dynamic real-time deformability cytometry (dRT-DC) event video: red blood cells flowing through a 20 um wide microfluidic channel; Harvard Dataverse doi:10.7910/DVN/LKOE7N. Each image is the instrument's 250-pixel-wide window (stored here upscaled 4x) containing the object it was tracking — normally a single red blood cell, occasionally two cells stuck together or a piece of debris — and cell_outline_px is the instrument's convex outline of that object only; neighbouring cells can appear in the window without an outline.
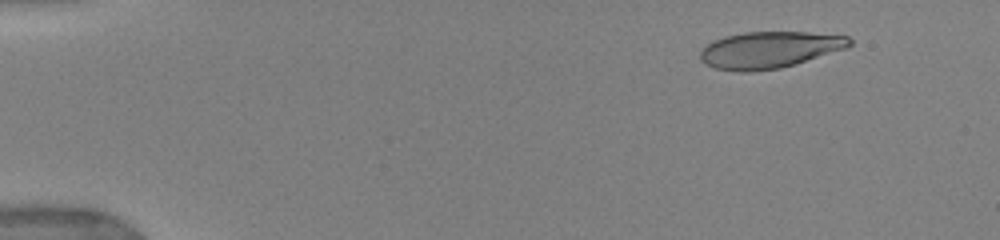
{"species": "human", "species_latin": "Homo sapiens", "temperature_condition": "warm", "stored_images_in_passage": 22, "camera_frame_rate_fps": 3000, "um_per_image_px": 0.085, "donor": {"sex": "female"}, "frame": {"image": 1, "passage_image": 2, "time_ms": 1.0, "image_size_px": [1000, 240], "cell_outline_px": [[852, 44], [844, 48], [780, 68], [752, 72], [740, 72], [716, 68], [704, 64], [700, 60], [700, 52], [712, 40], [724, 36], [744, 32], [808, 32], [848, 36], [852, 40]], "centroid_in_image_um": [65.34, 4.23], "position_along_channel_um": 19.7, "area_um2": 31.62}}
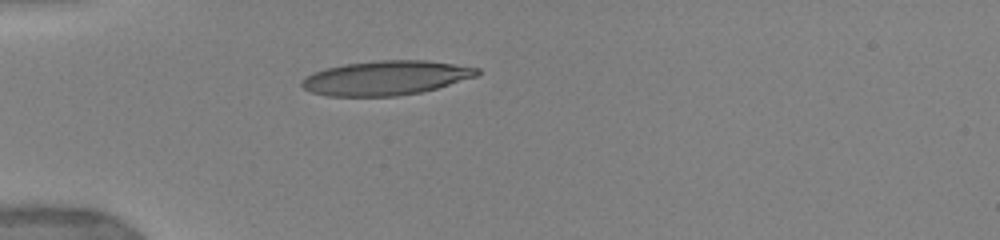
{"frame": {"image": 2, "passage_image": 8, "time_ms": 4.333, "image_size_px": [1000, 240], "cell_outline_px": [[480, 72], [476, 76], [436, 88], [420, 92], [396, 96], [328, 96], [312, 92], [304, 88], [300, 84], [300, 80], [304, 76], [312, 72], [344, 64], [380, 60], [424, 60], [480, 68]], "centroid_in_image_um": [32.75, 6.62], "position_along_channel_um": 52.2, "area_um2": 34.91}}